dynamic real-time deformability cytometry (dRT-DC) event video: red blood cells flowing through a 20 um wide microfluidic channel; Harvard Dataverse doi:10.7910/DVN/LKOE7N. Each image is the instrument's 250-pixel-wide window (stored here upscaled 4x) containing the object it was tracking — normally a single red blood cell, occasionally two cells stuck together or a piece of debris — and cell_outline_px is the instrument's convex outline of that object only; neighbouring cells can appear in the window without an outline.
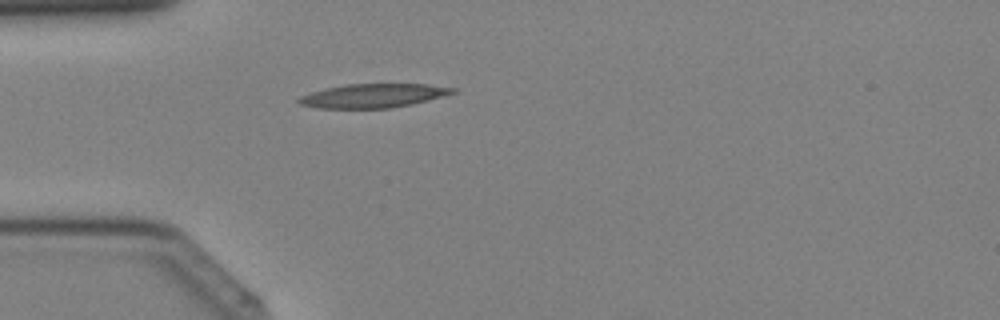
{"species": "Egyptian fruit bat (a non-hibernating species)", "species_latin": "Rousettus aegyptiacus", "temperature_condition": "cold", "stored_images_in_passage": 27, "camera_frame_rate_fps": 3000, "um_per_image_px": 0.085, "animal": {"sex": "female"}, "frame": {"image": 1, "passage_image": 2, "time_ms": 0.333, "image_size_px": [1000, 320], "cell_outline_px": [[456, 92], [412, 104], [392, 108], [316, 108], [300, 104], [296, 100], [300, 96], [324, 88], [348, 84], [428, 84], [456, 88]], "centroid_in_image_um": [31.69, 8.13], "position_along_channel_um": 53.3, "area_um2": 21.33}}
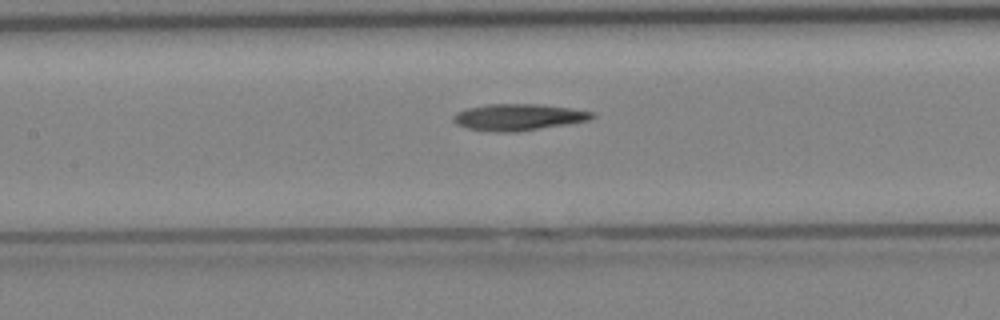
{"frame": {"image": 2, "passage_image": 9, "time_ms": 2.667, "image_size_px": [1000, 320], "cell_outline_px": [[596, 116], [588, 120], [568, 124], [516, 132], [492, 132], [468, 128], [456, 124], [452, 120], [452, 116], [456, 112], [468, 108], [488, 104], [540, 104], [572, 108], [592, 112]], "centroid_in_image_um": [44.04, 9.96], "position_along_channel_um": 163.4, "area_um2": 21.5}}
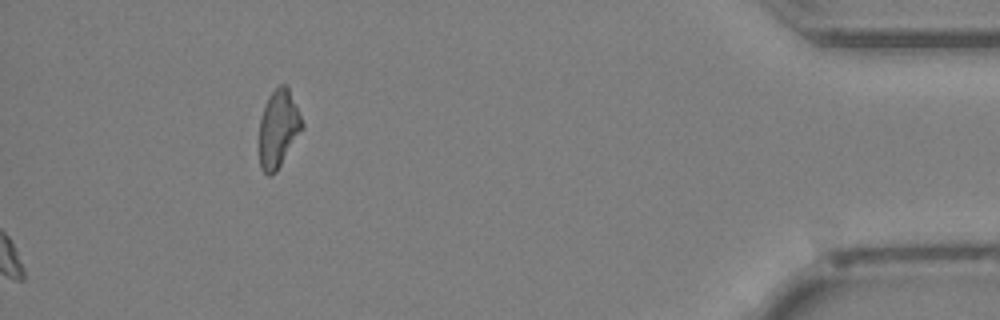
{"frame": {"image": 3, "passage_image": 27, "time_ms": 8.667, "image_size_px": [1000, 320], "cell_outline_px": [[304, 128], [276, 172], [268, 176], [260, 168], [260, 120], [268, 96], [280, 84], [288, 84], [304, 124]], "centroid_in_image_um": [23.69, 10.92], "position_along_channel_um": 411.5, "area_um2": 19.42}}